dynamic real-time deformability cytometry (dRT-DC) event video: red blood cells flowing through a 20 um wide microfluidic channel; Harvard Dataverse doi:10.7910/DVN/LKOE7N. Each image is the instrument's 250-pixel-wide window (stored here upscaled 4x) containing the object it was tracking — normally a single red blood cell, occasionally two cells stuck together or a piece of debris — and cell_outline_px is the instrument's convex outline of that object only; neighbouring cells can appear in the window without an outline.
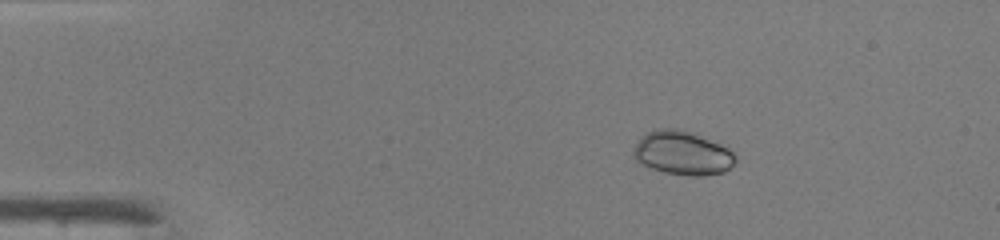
{"species": "common noctule bat (a hibernating species)", "species_latin": "Nyctalus noctula", "temperature_condition": "warm", "stored_images_in_passage": 47, "camera_frame_rate_fps": 3000, "um_per_image_px": 0.085, "animal": {"sex": "male", "body_mass_g": 19.0, "forearm_length_mm": 50.8}, "frame": {"image": 1, "passage_image": 8, "time_ms": 2.333, "image_size_px": [1000, 240], "cell_outline_px": [[736, 160], [724, 172], [704, 176], [688, 176], [664, 172], [640, 164], [632, 156], [632, 152], [636, 144], [648, 132], [656, 128], [676, 128], [692, 132], [720, 144], [728, 148], [736, 156]], "centroid_in_image_um": [58.0, 13.01], "position_along_channel_um": 27.0, "area_um2": 26.01}}
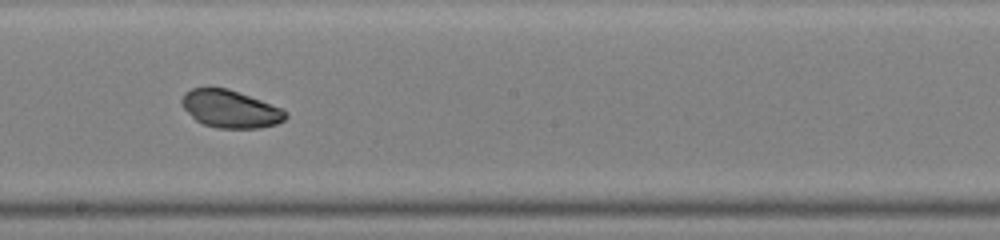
{"frame": {"image": 2, "passage_image": 27, "time_ms": 8.667, "image_size_px": [1000, 240], "cell_outline_px": [[288, 116], [284, 120], [276, 124], [260, 128], [220, 128], [204, 124], [196, 120], [180, 104], [180, 100], [184, 92], [192, 88], [208, 84], [228, 88], [260, 100], [280, 108], [288, 112]], "centroid_in_image_um": [19.52, 9.22], "position_along_channel_um": 228.7, "area_um2": 23.12}}
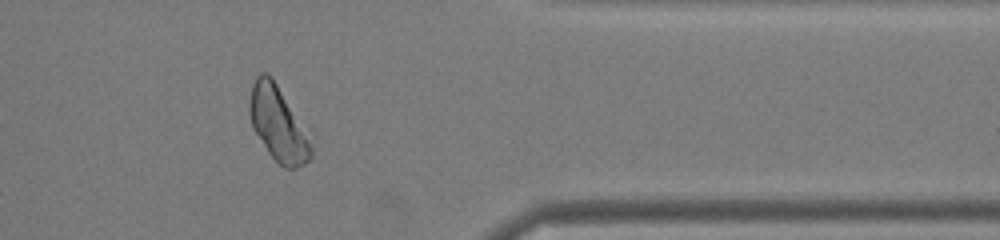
{"frame": {"image": 3, "passage_image": 39, "time_ms": 12.667, "image_size_px": [1000, 240], "cell_outline_px": [[312, 156], [304, 164], [296, 168], [284, 168], [268, 152], [252, 128], [248, 112], [248, 104], [252, 84], [256, 76], [260, 72], [268, 72], [272, 76], [304, 132], [312, 148]], "centroid_in_image_um": [23.55, 10.51], "position_along_channel_um": 387.9, "area_um2": 25.95}, "authors_computed_cell_mechanics": {"area_um2": 25.0852, "velocity_mm_per_s": 4.3126, "shape_relaxation_time_tau1_ms": 0.7329, "shape_relaxation_time_tau2_ms": 4.1288, "deformation_change_tau1": 0.0405, "deformation_change_tau2": 0.0647}}